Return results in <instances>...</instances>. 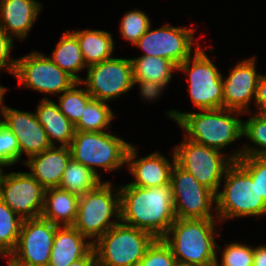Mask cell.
Wrapping results in <instances>:
<instances>
[{"label":"cell","mask_w":266,"mask_h":266,"mask_svg":"<svg viewBox=\"0 0 266 266\" xmlns=\"http://www.w3.org/2000/svg\"><path fill=\"white\" fill-rule=\"evenodd\" d=\"M216 219L177 218L162 238L171 248L178 263L194 266H215L216 250H221L215 242ZM172 235V237H171Z\"/></svg>","instance_id":"obj_3"},{"label":"cell","mask_w":266,"mask_h":266,"mask_svg":"<svg viewBox=\"0 0 266 266\" xmlns=\"http://www.w3.org/2000/svg\"><path fill=\"white\" fill-rule=\"evenodd\" d=\"M170 186L176 218H217L212 214V210L216 211V194L177 163L171 171Z\"/></svg>","instance_id":"obj_10"},{"label":"cell","mask_w":266,"mask_h":266,"mask_svg":"<svg viewBox=\"0 0 266 266\" xmlns=\"http://www.w3.org/2000/svg\"><path fill=\"white\" fill-rule=\"evenodd\" d=\"M236 162L256 181L259 195L266 201V156H242Z\"/></svg>","instance_id":"obj_35"},{"label":"cell","mask_w":266,"mask_h":266,"mask_svg":"<svg viewBox=\"0 0 266 266\" xmlns=\"http://www.w3.org/2000/svg\"><path fill=\"white\" fill-rule=\"evenodd\" d=\"M13 76L21 86L43 94H61L76 83L49 56L36 51L16 59Z\"/></svg>","instance_id":"obj_11"},{"label":"cell","mask_w":266,"mask_h":266,"mask_svg":"<svg viewBox=\"0 0 266 266\" xmlns=\"http://www.w3.org/2000/svg\"><path fill=\"white\" fill-rule=\"evenodd\" d=\"M171 158L172 162H169L165 156L156 151L137 159L136 146L130 145L126 155V165L134 176V181L129 184L143 188L170 185L171 171L176 163L174 150Z\"/></svg>","instance_id":"obj_18"},{"label":"cell","mask_w":266,"mask_h":266,"mask_svg":"<svg viewBox=\"0 0 266 266\" xmlns=\"http://www.w3.org/2000/svg\"><path fill=\"white\" fill-rule=\"evenodd\" d=\"M255 56L242 60L223 78V108L252 113L249 103L255 100L261 74L256 71Z\"/></svg>","instance_id":"obj_16"},{"label":"cell","mask_w":266,"mask_h":266,"mask_svg":"<svg viewBox=\"0 0 266 266\" xmlns=\"http://www.w3.org/2000/svg\"><path fill=\"white\" fill-rule=\"evenodd\" d=\"M255 104L257 105L256 113L266 116V74L259 79L255 97Z\"/></svg>","instance_id":"obj_39"},{"label":"cell","mask_w":266,"mask_h":266,"mask_svg":"<svg viewBox=\"0 0 266 266\" xmlns=\"http://www.w3.org/2000/svg\"><path fill=\"white\" fill-rule=\"evenodd\" d=\"M80 82L74 83L68 90L59 95V110L75 125L81 118L84 108L92 96L84 88H77Z\"/></svg>","instance_id":"obj_30"},{"label":"cell","mask_w":266,"mask_h":266,"mask_svg":"<svg viewBox=\"0 0 266 266\" xmlns=\"http://www.w3.org/2000/svg\"><path fill=\"white\" fill-rule=\"evenodd\" d=\"M79 196L59 187L47 188L41 217L58 226H72L76 220Z\"/></svg>","instance_id":"obj_23"},{"label":"cell","mask_w":266,"mask_h":266,"mask_svg":"<svg viewBox=\"0 0 266 266\" xmlns=\"http://www.w3.org/2000/svg\"><path fill=\"white\" fill-rule=\"evenodd\" d=\"M223 191L216 194V216L220 223L228 219L265 216L266 201L259 195L256 181L234 161L224 174Z\"/></svg>","instance_id":"obj_4"},{"label":"cell","mask_w":266,"mask_h":266,"mask_svg":"<svg viewBox=\"0 0 266 266\" xmlns=\"http://www.w3.org/2000/svg\"><path fill=\"white\" fill-rule=\"evenodd\" d=\"M49 58L76 82H80L83 79L77 74L87 68V66L84 63L78 39L72 32H63L61 39L52 52V57Z\"/></svg>","instance_id":"obj_25"},{"label":"cell","mask_w":266,"mask_h":266,"mask_svg":"<svg viewBox=\"0 0 266 266\" xmlns=\"http://www.w3.org/2000/svg\"><path fill=\"white\" fill-rule=\"evenodd\" d=\"M114 117V113L106 102L92 98L74 127L77 131L103 132L109 126L111 127L110 122Z\"/></svg>","instance_id":"obj_28"},{"label":"cell","mask_w":266,"mask_h":266,"mask_svg":"<svg viewBox=\"0 0 266 266\" xmlns=\"http://www.w3.org/2000/svg\"><path fill=\"white\" fill-rule=\"evenodd\" d=\"M130 145V143L106 131L84 132L75 130L69 149L72 159L90 168L98 175L97 167L110 172L124 166Z\"/></svg>","instance_id":"obj_8"},{"label":"cell","mask_w":266,"mask_h":266,"mask_svg":"<svg viewBox=\"0 0 266 266\" xmlns=\"http://www.w3.org/2000/svg\"><path fill=\"white\" fill-rule=\"evenodd\" d=\"M176 263L170 246L162 238H156L137 266H175Z\"/></svg>","instance_id":"obj_34"},{"label":"cell","mask_w":266,"mask_h":266,"mask_svg":"<svg viewBox=\"0 0 266 266\" xmlns=\"http://www.w3.org/2000/svg\"><path fill=\"white\" fill-rule=\"evenodd\" d=\"M68 266H98L94 249L92 248L84 257L74 261Z\"/></svg>","instance_id":"obj_40"},{"label":"cell","mask_w":266,"mask_h":266,"mask_svg":"<svg viewBox=\"0 0 266 266\" xmlns=\"http://www.w3.org/2000/svg\"><path fill=\"white\" fill-rule=\"evenodd\" d=\"M222 250L221 263L216 256L215 266H253L254 248L252 246L231 242Z\"/></svg>","instance_id":"obj_33"},{"label":"cell","mask_w":266,"mask_h":266,"mask_svg":"<svg viewBox=\"0 0 266 266\" xmlns=\"http://www.w3.org/2000/svg\"><path fill=\"white\" fill-rule=\"evenodd\" d=\"M35 114L52 146H55L56 140L60 143L59 146L69 147L74 137L75 127L59 110L57 103L44 97L37 106Z\"/></svg>","instance_id":"obj_22"},{"label":"cell","mask_w":266,"mask_h":266,"mask_svg":"<svg viewBox=\"0 0 266 266\" xmlns=\"http://www.w3.org/2000/svg\"><path fill=\"white\" fill-rule=\"evenodd\" d=\"M175 266H194V265H189V264H182V263H176Z\"/></svg>","instance_id":"obj_43"},{"label":"cell","mask_w":266,"mask_h":266,"mask_svg":"<svg viewBox=\"0 0 266 266\" xmlns=\"http://www.w3.org/2000/svg\"><path fill=\"white\" fill-rule=\"evenodd\" d=\"M78 39L86 66L112 58L114 40L112 34L104 30H78L72 32Z\"/></svg>","instance_id":"obj_24"},{"label":"cell","mask_w":266,"mask_h":266,"mask_svg":"<svg viewBox=\"0 0 266 266\" xmlns=\"http://www.w3.org/2000/svg\"><path fill=\"white\" fill-rule=\"evenodd\" d=\"M7 88L0 85V111L3 115V111L6 109V105L3 104L4 102V94L6 93Z\"/></svg>","instance_id":"obj_42"},{"label":"cell","mask_w":266,"mask_h":266,"mask_svg":"<svg viewBox=\"0 0 266 266\" xmlns=\"http://www.w3.org/2000/svg\"><path fill=\"white\" fill-rule=\"evenodd\" d=\"M243 136L249 139L254 146L242 147L241 157L266 156V116L256 114L243 122Z\"/></svg>","instance_id":"obj_31"},{"label":"cell","mask_w":266,"mask_h":266,"mask_svg":"<svg viewBox=\"0 0 266 266\" xmlns=\"http://www.w3.org/2000/svg\"><path fill=\"white\" fill-rule=\"evenodd\" d=\"M8 266H18L15 263H13L10 259H8Z\"/></svg>","instance_id":"obj_44"},{"label":"cell","mask_w":266,"mask_h":266,"mask_svg":"<svg viewBox=\"0 0 266 266\" xmlns=\"http://www.w3.org/2000/svg\"><path fill=\"white\" fill-rule=\"evenodd\" d=\"M23 219L0 199V255L8 257L16 248Z\"/></svg>","instance_id":"obj_29"},{"label":"cell","mask_w":266,"mask_h":266,"mask_svg":"<svg viewBox=\"0 0 266 266\" xmlns=\"http://www.w3.org/2000/svg\"><path fill=\"white\" fill-rule=\"evenodd\" d=\"M41 9L36 0H0V26L12 39L25 40Z\"/></svg>","instance_id":"obj_20"},{"label":"cell","mask_w":266,"mask_h":266,"mask_svg":"<svg viewBox=\"0 0 266 266\" xmlns=\"http://www.w3.org/2000/svg\"><path fill=\"white\" fill-rule=\"evenodd\" d=\"M113 216L115 221L111 220ZM120 216V190H114L111 182L106 181L79 196L77 216L72 226L93 243L120 223Z\"/></svg>","instance_id":"obj_5"},{"label":"cell","mask_w":266,"mask_h":266,"mask_svg":"<svg viewBox=\"0 0 266 266\" xmlns=\"http://www.w3.org/2000/svg\"><path fill=\"white\" fill-rule=\"evenodd\" d=\"M240 149L225 155L222 151L184 138L174 147L176 163L215 194L219 191L227 168L241 158Z\"/></svg>","instance_id":"obj_7"},{"label":"cell","mask_w":266,"mask_h":266,"mask_svg":"<svg viewBox=\"0 0 266 266\" xmlns=\"http://www.w3.org/2000/svg\"><path fill=\"white\" fill-rule=\"evenodd\" d=\"M58 227L42 217L24 219L16 248L9 259L18 266H48Z\"/></svg>","instance_id":"obj_13"},{"label":"cell","mask_w":266,"mask_h":266,"mask_svg":"<svg viewBox=\"0 0 266 266\" xmlns=\"http://www.w3.org/2000/svg\"><path fill=\"white\" fill-rule=\"evenodd\" d=\"M70 159L69 147L55 145L22 162L31 170L29 173L47 189L59 187Z\"/></svg>","instance_id":"obj_19"},{"label":"cell","mask_w":266,"mask_h":266,"mask_svg":"<svg viewBox=\"0 0 266 266\" xmlns=\"http://www.w3.org/2000/svg\"><path fill=\"white\" fill-rule=\"evenodd\" d=\"M13 41L14 39L0 26V71L1 69H5L11 75L14 74L16 65V59L9 57L13 49Z\"/></svg>","instance_id":"obj_37"},{"label":"cell","mask_w":266,"mask_h":266,"mask_svg":"<svg viewBox=\"0 0 266 266\" xmlns=\"http://www.w3.org/2000/svg\"><path fill=\"white\" fill-rule=\"evenodd\" d=\"M155 239L147 231L120 222L93 242L98 266H137Z\"/></svg>","instance_id":"obj_6"},{"label":"cell","mask_w":266,"mask_h":266,"mask_svg":"<svg viewBox=\"0 0 266 266\" xmlns=\"http://www.w3.org/2000/svg\"><path fill=\"white\" fill-rule=\"evenodd\" d=\"M167 114L186 131L184 138L219 151L243 137V120L235 116L244 113L237 110L216 108L200 113L170 110Z\"/></svg>","instance_id":"obj_2"},{"label":"cell","mask_w":266,"mask_h":266,"mask_svg":"<svg viewBox=\"0 0 266 266\" xmlns=\"http://www.w3.org/2000/svg\"><path fill=\"white\" fill-rule=\"evenodd\" d=\"M119 190L121 222L163 238L177 219L171 186L143 188L127 183Z\"/></svg>","instance_id":"obj_1"},{"label":"cell","mask_w":266,"mask_h":266,"mask_svg":"<svg viewBox=\"0 0 266 266\" xmlns=\"http://www.w3.org/2000/svg\"><path fill=\"white\" fill-rule=\"evenodd\" d=\"M253 266H266V246L254 247Z\"/></svg>","instance_id":"obj_41"},{"label":"cell","mask_w":266,"mask_h":266,"mask_svg":"<svg viewBox=\"0 0 266 266\" xmlns=\"http://www.w3.org/2000/svg\"><path fill=\"white\" fill-rule=\"evenodd\" d=\"M45 188L29 172L0 169V199L23 220L41 217Z\"/></svg>","instance_id":"obj_14"},{"label":"cell","mask_w":266,"mask_h":266,"mask_svg":"<svg viewBox=\"0 0 266 266\" xmlns=\"http://www.w3.org/2000/svg\"><path fill=\"white\" fill-rule=\"evenodd\" d=\"M81 86L94 99L110 101L122 96L133 87V72L130 58H110L87 67L86 79Z\"/></svg>","instance_id":"obj_12"},{"label":"cell","mask_w":266,"mask_h":266,"mask_svg":"<svg viewBox=\"0 0 266 266\" xmlns=\"http://www.w3.org/2000/svg\"><path fill=\"white\" fill-rule=\"evenodd\" d=\"M132 63L133 80L152 81L168 85L173 71L178 66L170 60L157 56H141L130 59Z\"/></svg>","instance_id":"obj_26"},{"label":"cell","mask_w":266,"mask_h":266,"mask_svg":"<svg viewBox=\"0 0 266 266\" xmlns=\"http://www.w3.org/2000/svg\"><path fill=\"white\" fill-rule=\"evenodd\" d=\"M150 26V19L144 11L142 12L138 9L131 10L125 13L121 19V37L134 45Z\"/></svg>","instance_id":"obj_32"},{"label":"cell","mask_w":266,"mask_h":266,"mask_svg":"<svg viewBox=\"0 0 266 266\" xmlns=\"http://www.w3.org/2000/svg\"><path fill=\"white\" fill-rule=\"evenodd\" d=\"M194 28L173 27L169 24L160 28H148L146 33L134 44L144 51L141 56H157L170 60L177 66L188 59L193 51Z\"/></svg>","instance_id":"obj_15"},{"label":"cell","mask_w":266,"mask_h":266,"mask_svg":"<svg viewBox=\"0 0 266 266\" xmlns=\"http://www.w3.org/2000/svg\"><path fill=\"white\" fill-rule=\"evenodd\" d=\"M20 159L16 136L3 124L0 125V169L14 165Z\"/></svg>","instance_id":"obj_36"},{"label":"cell","mask_w":266,"mask_h":266,"mask_svg":"<svg viewBox=\"0 0 266 266\" xmlns=\"http://www.w3.org/2000/svg\"><path fill=\"white\" fill-rule=\"evenodd\" d=\"M101 183L99 175L71 158L63 173L59 188L82 196L86 192L96 189Z\"/></svg>","instance_id":"obj_27"},{"label":"cell","mask_w":266,"mask_h":266,"mask_svg":"<svg viewBox=\"0 0 266 266\" xmlns=\"http://www.w3.org/2000/svg\"><path fill=\"white\" fill-rule=\"evenodd\" d=\"M137 83L140 88L139 92L141 97L148 101H154V99L159 98V96H161L160 94L167 86L158 82L133 80V86H135Z\"/></svg>","instance_id":"obj_38"},{"label":"cell","mask_w":266,"mask_h":266,"mask_svg":"<svg viewBox=\"0 0 266 266\" xmlns=\"http://www.w3.org/2000/svg\"><path fill=\"white\" fill-rule=\"evenodd\" d=\"M86 239L73 226H59L54 235L48 266H68L84 257L93 248V243Z\"/></svg>","instance_id":"obj_21"},{"label":"cell","mask_w":266,"mask_h":266,"mask_svg":"<svg viewBox=\"0 0 266 266\" xmlns=\"http://www.w3.org/2000/svg\"><path fill=\"white\" fill-rule=\"evenodd\" d=\"M2 117L4 118L2 124L17 138L20 158L24 153L29 158L52 146L35 113L24 112L7 106Z\"/></svg>","instance_id":"obj_17"},{"label":"cell","mask_w":266,"mask_h":266,"mask_svg":"<svg viewBox=\"0 0 266 266\" xmlns=\"http://www.w3.org/2000/svg\"><path fill=\"white\" fill-rule=\"evenodd\" d=\"M178 70L187 73L194 106L199 110L223 108L222 74L201 46L195 48L194 55L180 64Z\"/></svg>","instance_id":"obj_9"}]
</instances>
